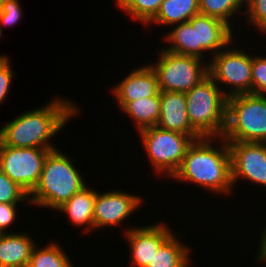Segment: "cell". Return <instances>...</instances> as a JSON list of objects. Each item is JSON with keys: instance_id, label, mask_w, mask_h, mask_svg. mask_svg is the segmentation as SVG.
Returning <instances> with one entry per match:
<instances>
[{"instance_id": "12", "label": "cell", "mask_w": 266, "mask_h": 267, "mask_svg": "<svg viewBox=\"0 0 266 267\" xmlns=\"http://www.w3.org/2000/svg\"><path fill=\"white\" fill-rule=\"evenodd\" d=\"M124 233L131 251V265L135 267H146L151 263L155 252L173 234L163 222L145 227H127Z\"/></svg>"}, {"instance_id": "5", "label": "cell", "mask_w": 266, "mask_h": 267, "mask_svg": "<svg viewBox=\"0 0 266 267\" xmlns=\"http://www.w3.org/2000/svg\"><path fill=\"white\" fill-rule=\"evenodd\" d=\"M227 142L266 143V96L239 94L227 99Z\"/></svg>"}, {"instance_id": "9", "label": "cell", "mask_w": 266, "mask_h": 267, "mask_svg": "<svg viewBox=\"0 0 266 267\" xmlns=\"http://www.w3.org/2000/svg\"><path fill=\"white\" fill-rule=\"evenodd\" d=\"M55 149L19 148L0 143V169L28 195L39 181L43 162Z\"/></svg>"}, {"instance_id": "27", "label": "cell", "mask_w": 266, "mask_h": 267, "mask_svg": "<svg viewBox=\"0 0 266 267\" xmlns=\"http://www.w3.org/2000/svg\"><path fill=\"white\" fill-rule=\"evenodd\" d=\"M252 94L266 96V55L252 56Z\"/></svg>"}, {"instance_id": "11", "label": "cell", "mask_w": 266, "mask_h": 267, "mask_svg": "<svg viewBox=\"0 0 266 267\" xmlns=\"http://www.w3.org/2000/svg\"><path fill=\"white\" fill-rule=\"evenodd\" d=\"M141 196L124 191L111 190L98 193L95 190V203L93 210L94 229L108 226H120L142 204Z\"/></svg>"}, {"instance_id": "13", "label": "cell", "mask_w": 266, "mask_h": 267, "mask_svg": "<svg viewBox=\"0 0 266 267\" xmlns=\"http://www.w3.org/2000/svg\"><path fill=\"white\" fill-rule=\"evenodd\" d=\"M188 22L194 28L195 57L203 59L206 51L214 56L233 41V28L218 18L197 14Z\"/></svg>"}, {"instance_id": "3", "label": "cell", "mask_w": 266, "mask_h": 267, "mask_svg": "<svg viewBox=\"0 0 266 267\" xmlns=\"http://www.w3.org/2000/svg\"><path fill=\"white\" fill-rule=\"evenodd\" d=\"M60 149L52 150L43 162L38 183L28 195V203L56 210L80 191L86 182L74 163Z\"/></svg>"}, {"instance_id": "28", "label": "cell", "mask_w": 266, "mask_h": 267, "mask_svg": "<svg viewBox=\"0 0 266 267\" xmlns=\"http://www.w3.org/2000/svg\"><path fill=\"white\" fill-rule=\"evenodd\" d=\"M22 8L19 0H5L0 6V25L12 26L22 18Z\"/></svg>"}, {"instance_id": "17", "label": "cell", "mask_w": 266, "mask_h": 267, "mask_svg": "<svg viewBox=\"0 0 266 267\" xmlns=\"http://www.w3.org/2000/svg\"><path fill=\"white\" fill-rule=\"evenodd\" d=\"M95 203V190L84 186L80 191L63 203L56 211L66 213L70 221L76 226H86L84 232L94 230L93 210Z\"/></svg>"}, {"instance_id": "33", "label": "cell", "mask_w": 266, "mask_h": 267, "mask_svg": "<svg viewBox=\"0 0 266 267\" xmlns=\"http://www.w3.org/2000/svg\"><path fill=\"white\" fill-rule=\"evenodd\" d=\"M4 1H5V0H0V6L3 4Z\"/></svg>"}, {"instance_id": "2", "label": "cell", "mask_w": 266, "mask_h": 267, "mask_svg": "<svg viewBox=\"0 0 266 267\" xmlns=\"http://www.w3.org/2000/svg\"><path fill=\"white\" fill-rule=\"evenodd\" d=\"M220 138L221 145L214 146V141ZM172 179L197 184L210 193L232 194L234 186L228 142L223 137H202L194 140Z\"/></svg>"}, {"instance_id": "8", "label": "cell", "mask_w": 266, "mask_h": 267, "mask_svg": "<svg viewBox=\"0 0 266 267\" xmlns=\"http://www.w3.org/2000/svg\"><path fill=\"white\" fill-rule=\"evenodd\" d=\"M229 46L210 57L209 76L217 85L223 83L232 87L226 90L227 97L252 94V55Z\"/></svg>"}, {"instance_id": "22", "label": "cell", "mask_w": 266, "mask_h": 267, "mask_svg": "<svg viewBox=\"0 0 266 267\" xmlns=\"http://www.w3.org/2000/svg\"><path fill=\"white\" fill-rule=\"evenodd\" d=\"M69 255L55 242L33 248L28 267H73Z\"/></svg>"}, {"instance_id": "18", "label": "cell", "mask_w": 266, "mask_h": 267, "mask_svg": "<svg viewBox=\"0 0 266 267\" xmlns=\"http://www.w3.org/2000/svg\"><path fill=\"white\" fill-rule=\"evenodd\" d=\"M199 14L198 0H163L156 15L147 23L175 25L188 22Z\"/></svg>"}, {"instance_id": "31", "label": "cell", "mask_w": 266, "mask_h": 267, "mask_svg": "<svg viewBox=\"0 0 266 267\" xmlns=\"http://www.w3.org/2000/svg\"><path fill=\"white\" fill-rule=\"evenodd\" d=\"M260 236L261 238H259L260 239L259 252H257V257H256L257 258L256 260L259 261V263L266 261V228L262 229Z\"/></svg>"}, {"instance_id": "29", "label": "cell", "mask_w": 266, "mask_h": 267, "mask_svg": "<svg viewBox=\"0 0 266 267\" xmlns=\"http://www.w3.org/2000/svg\"><path fill=\"white\" fill-rule=\"evenodd\" d=\"M7 56L0 55V105L6 100L8 92L10 91V84L12 79L15 77L14 72L11 69L10 63Z\"/></svg>"}, {"instance_id": "20", "label": "cell", "mask_w": 266, "mask_h": 267, "mask_svg": "<svg viewBox=\"0 0 266 267\" xmlns=\"http://www.w3.org/2000/svg\"><path fill=\"white\" fill-rule=\"evenodd\" d=\"M121 110L135 121L138 131L156 126L160 117V94L128 102Z\"/></svg>"}, {"instance_id": "26", "label": "cell", "mask_w": 266, "mask_h": 267, "mask_svg": "<svg viewBox=\"0 0 266 267\" xmlns=\"http://www.w3.org/2000/svg\"><path fill=\"white\" fill-rule=\"evenodd\" d=\"M247 6V7H246ZM247 19L258 31L266 34V0H245Z\"/></svg>"}, {"instance_id": "21", "label": "cell", "mask_w": 266, "mask_h": 267, "mask_svg": "<svg viewBox=\"0 0 266 267\" xmlns=\"http://www.w3.org/2000/svg\"><path fill=\"white\" fill-rule=\"evenodd\" d=\"M175 25L163 36L165 42L172 43L165 50L179 55L195 56L194 28L189 22Z\"/></svg>"}, {"instance_id": "24", "label": "cell", "mask_w": 266, "mask_h": 267, "mask_svg": "<svg viewBox=\"0 0 266 267\" xmlns=\"http://www.w3.org/2000/svg\"><path fill=\"white\" fill-rule=\"evenodd\" d=\"M163 0H116V4L134 20L146 24L156 15Z\"/></svg>"}, {"instance_id": "4", "label": "cell", "mask_w": 266, "mask_h": 267, "mask_svg": "<svg viewBox=\"0 0 266 267\" xmlns=\"http://www.w3.org/2000/svg\"><path fill=\"white\" fill-rule=\"evenodd\" d=\"M208 75L185 93L191 126L202 137H222L226 129V91Z\"/></svg>"}, {"instance_id": "16", "label": "cell", "mask_w": 266, "mask_h": 267, "mask_svg": "<svg viewBox=\"0 0 266 267\" xmlns=\"http://www.w3.org/2000/svg\"><path fill=\"white\" fill-rule=\"evenodd\" d=\"M36 242L27 233L0 235V265L3 267H28Z\"/></svg>"}, {"instance_id": "23", "label": "cell", "mask_w": 266, "mask_h": 267, "mask_svg": "<svg viewBox=\"0 0 266 267\" xmlns=\"http://www.w3.org/2000/svg\"><path fill=\"white\" fill-rule=\"evenodd\" d=\"M199 14L218 18L228 24L230 27V19L233 14H241L245 0H198ZM238 12V13H237Z\"/></svg>"}, {"instance_id": "1", "label": "cell", "mask_w": 266, "mask_h": 267, "mask_svg": "<svg viewBox=\"0 0 266 267\" xmlns=\"http://www.w3.org/2000/svg\"><path fill=\"white\" fill-rule=\"evenodd\" d=\"M80 112L71 100L55 96L48 104L23 112L1 127L0 143L19 148L57 149L50 143L52 137Z\"/></svg>"}, {"instance_id": "15", "label": "cell", "mask_w": 266, "mask_h": 267, "mask_svg": "<svg viewBox=\"0 0 266 267\" xmlns=\"http://www.w3.org/2000/svg\"><path fill=\"white\" fill-rule=\"evenodd\" d=\"M156 126L189 135L194 140L202 138L190 124L185 93L160 91V117Z\"/></svg>"}, {"instance_id": "19", "label": "cell", "mask_w": 266, "mask_h": 267, "mask_svg": "<svg viewBox=\"0 0 266 267\" xmlns=\"http://www.w3.org/2000/svg\"><path fill=\"white\" fill-rule=\"evenodd\" d=\"M174 235L159 247L146 267H189L191 250Z\"/></svg>"}, {"instance_id": "10", "label": "cell", "mask_w": 266, "mask_h": 267, "mask_svg": "<svg viewBox=\"0 0 266 267\" xmlns=\"http://www.w3.org/2000/svg\"><path fill=\"white\" fill-rule=\"evenodd\" d=\"M231 156L232 181L235 188L238 179L266 186V143L228 142Z\"/></svg>"}, {"instance_id": "7", "label": "cell", "mask_w": 266, "mask_h": 267, "mask_svg": "<svg viewBox=\"0 0 266 267\" xmlns=\"http://www.w3.org/2000/svg\"><path fill=\"white\" fill-rule=\"evenodd\" d=\"M162 51V52H161ZM157 63L149 64L157 76L160 91L186 93L208 75V65L195 56L179 55L161 49Z\"/></svg>"}, {"instance_id": "6", "label": "cell", "mask_w": 266, "mask_h": 267, "mask_svg": "<svg viewBox=\"0 0 266 267\" xmlns=\"http://www.w3.org/2000/svg\"><path fill=\"white\" fill-rule=\"evenodd\" d=\"M138 133L154 171L156 174L165 173L168 178L180 168L188 147L194 141L189 135L157 126L147 127Z\"/></svg>"}, {"instance_id": "30", "label": "cell", "mask_w": 266, "mask_h": 267, "mask_svg": "<svg viewBox=\"0 0 266 267\" xmlns=\"http://www.w3.org/2000/svg\"><path fill=\"white\" fill-rule=\"evenodd\" d=\"M19 203H0V233H7L8 229L15 220L17 213V206Z\"/></svg>"}, {"instance_id": "25", "label": "cell", "mask_w": 266, "mask_h": 267, "mask_svg": "<svg viewBox=\"0 0 266 267\" xmlns=\"http://www.w3.org/2000/svg\"><path fill=\"white\" fill-rule=\"evenodd\" d=\"M29 201L28 194L0 169V203Z\"/></svg>"}, {"instance_id": "32", "label": "cell", "mask_w": 266, "mask_h": 267, "mask_svg": "<svg viewBox=\"0 0 266 267\" xmlns=\"http://www.w3.org/2000/svg\"><path fill=\"white\" fill-rule=\"evenodd\" d=\"M2 28H1V26H0V37H2L1 35H2Z\"/></svg>"}, {"instance_id": "14", "label": "cell", "mask_w": 266, "mask_h": 267, "mask_svg": "<svg viewBox=\"0 0 266 267\" xmlns=\"http://www.w3.org/2000/svg\"><path fill=\"white\" fill-rule=\"evenodd\" d=\"M112 93L122 109L128 102L160 94L157 76L151 66L144 65L133 69L112 89Z\"/></svg>"}]
</instances>
